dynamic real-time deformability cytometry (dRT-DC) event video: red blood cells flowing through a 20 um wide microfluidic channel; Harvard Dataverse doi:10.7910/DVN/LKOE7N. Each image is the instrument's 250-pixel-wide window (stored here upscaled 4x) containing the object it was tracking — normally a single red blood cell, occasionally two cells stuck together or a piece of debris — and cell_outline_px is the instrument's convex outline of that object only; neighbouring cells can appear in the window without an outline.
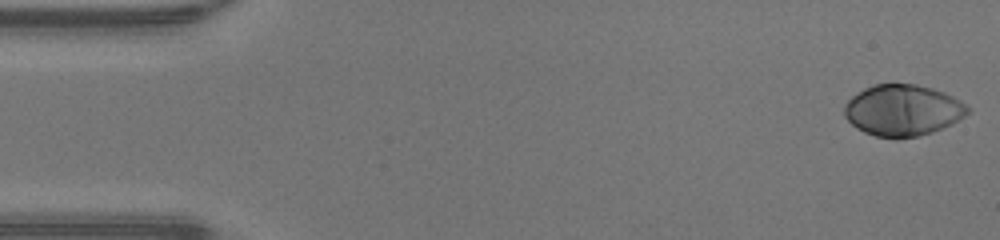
{"species": "human", "species_latin": "Homo sapiens", "temperature_condition": "warm", "stored_images_in_passage": 47, "camera_frame_rate_fps": 3000, "um_per_image_px": 0.085, "donor": {"sex": "male"}, "frame": {"image": 1, "passage_image": 1, "time_ms": 0.0, "image_size_px": [1000, 240], "cell_outline_px": [[972, 108], [964, 116], [952, 124], [932, 132], [916, 136], [896, 140], [876, 136], [864, 132], [856, 128], [844, 116], [844, 104], [852, 96], [864, 88], [876, 84], [916, 84], [932, 88], [944, 92], [968, 104]], "centroid_in_image_um": [76.74, 9.38], "position_along_channel_um": 8.3, "area_um2": 37.17}}
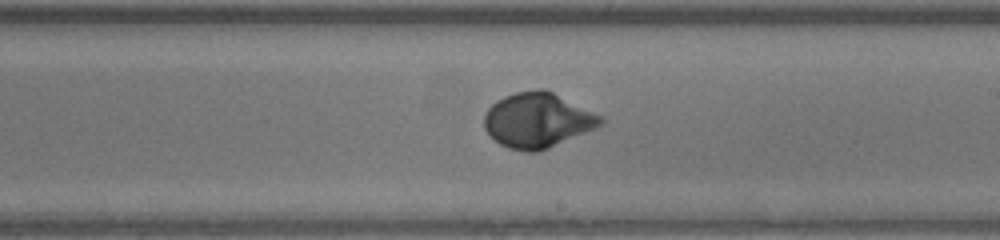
{"frame": {"image": 2, "passage_image": 27, "time_ms": 8.667, "image_size_px": [1000, 240], "cell_outline_px": [[604, 120], [596, 128], [540, 152], [528, 152], [508, 148], [500, 144], [484, 128], [484, 112], [496, 100], [504, 96], [516, 92], [540, 88], [544, 88], [604, 116]], "centroid_in_image_um": [45.7, 10.22], "position_along_channel_um": 243.3, "area_um2": 37.45}}
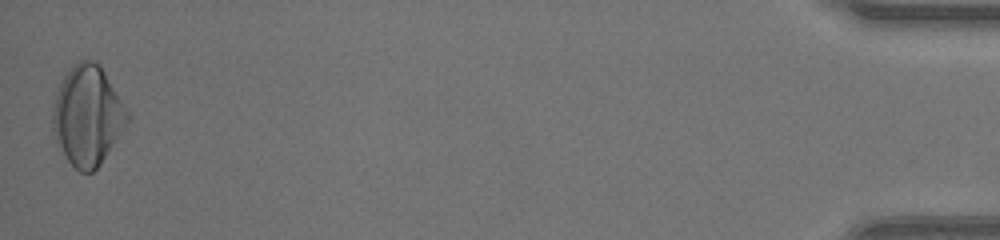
{"frame": {"image": 3, "passage_image": 47, "time_ms": 15.333, "image_size_px": [1000, 240], "cell_outline_px": [[132, 120], [100, 164], [92, 172], [80, 172], [68, 160], [56, 140], [52, 132], [52, 112], [56, 96], [60, 84], [64, 76], [72, 64], [80, 60], [96, 60], [100, 64], [132, 116]], "centroid_in_image_um": [7.48, 9.81], "position_along_channel_um": 427.7, "area_um2": 43.7}, "authors_computed_cell_mechanics": {"area_um2": 36.414, "velocity_mm_per_s": 4.316, "shape_relaxation_time_tau1_ms": 2.8284, "shape_relaxation_time_tau2_ms": null, "deformation_change_tau1": 0.1671, "deformation_change_tau2": null}}